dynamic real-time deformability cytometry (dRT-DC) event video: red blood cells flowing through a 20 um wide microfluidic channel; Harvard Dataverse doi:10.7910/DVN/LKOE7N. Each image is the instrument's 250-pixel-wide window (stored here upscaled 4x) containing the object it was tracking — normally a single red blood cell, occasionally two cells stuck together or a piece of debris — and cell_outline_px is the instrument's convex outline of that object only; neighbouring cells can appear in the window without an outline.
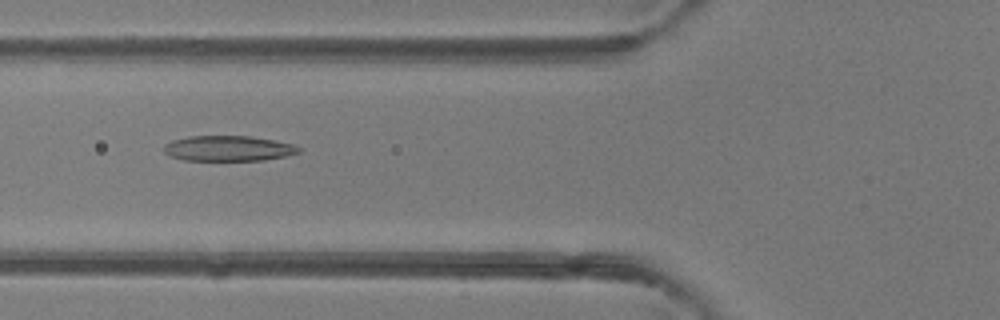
{"species": "common noctule bat (a hibernating species)", "species_latin": "Nyctalus noctula", "temperature_condition": "room temperature", "stored_images_in_passage": 48, "camera_frame_rate_fps": 3000, "um_per_image_px": 0.085, "animal": {"sex": "female"}, "frame": {"image": 1, "passage_image": 18, "time_ms": 5.667, "image_size_px": [1000, 320], "cell_outline_px": [[300, 152], [284, 156], [264, 160], [184, 160], [168, 156], [164, 152], [164, 144], [172, 140], [188, 136], [252, 136], [276, 140], [292, 144], [300, 148]], "centroid_in_image_um": [19.37, 12.61], "position_along_channel_um": 106.4, "area_um2": 20.0}}
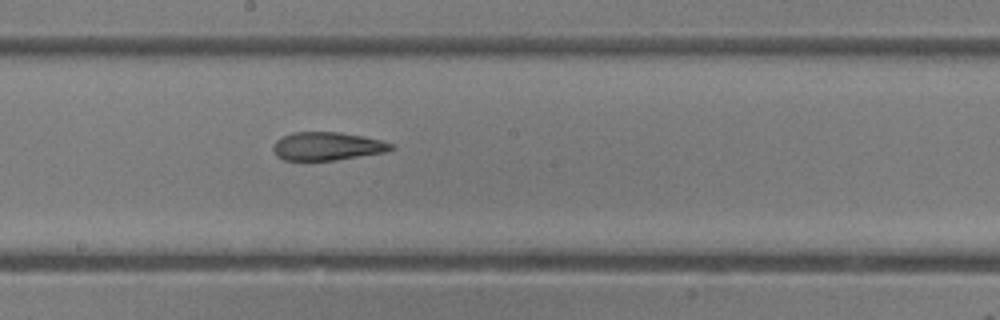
{"frame": {"image": 2, "passage_image": 26, "time_ms": 8.333, "image_size_px": [1000, 320], "cell_outline_px": [[396, 148], [384, 152], [336, 160], [284, 160], [276, 156], [272, 148], [276, 140], [292, 132], [340, 132], [380, 140], [396, 144]], "centroid_in_image_um": [27.81, 12.43], "position_along_channel_um": 220.4, "area_um2": 19.36}}
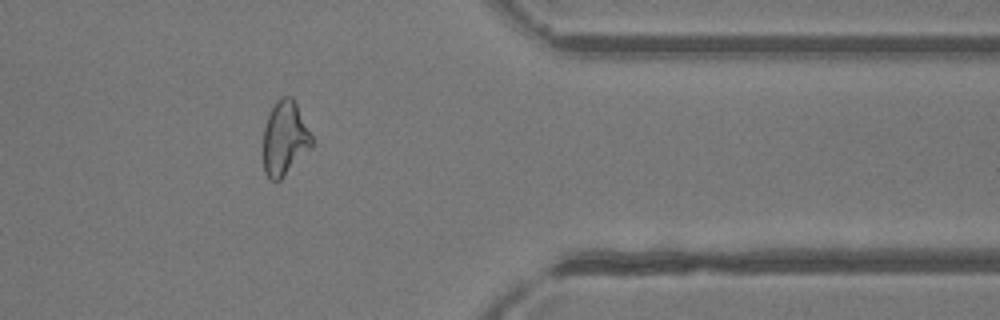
{"frame": {"image": 3, "passage_image": 39, "time_ms": 12.667, "image_size_px": [1000, 320], "cell_outline_px": [[312, 144], [280, 180], [272, 180], [264, 172], [264, 128], [268, 116], [276, 100], [280, 96], [292, 96], [312, 136]], "centroid_in_image_um": [24.18, 11.72], "position_along_channel_um": 387.2, "area_um2": 20.35}, "authors_computed_cell_mechanics": {"area_um2": 21.7617, "velocity_mm_per_s": 4.2538, "shape_relaxation_time_tau1_ms": null, "shape_relaxation_time_tau2_ms": 2.1959, "deformation_change_tau1": null, "deformation_change_tau2": 0.107}}